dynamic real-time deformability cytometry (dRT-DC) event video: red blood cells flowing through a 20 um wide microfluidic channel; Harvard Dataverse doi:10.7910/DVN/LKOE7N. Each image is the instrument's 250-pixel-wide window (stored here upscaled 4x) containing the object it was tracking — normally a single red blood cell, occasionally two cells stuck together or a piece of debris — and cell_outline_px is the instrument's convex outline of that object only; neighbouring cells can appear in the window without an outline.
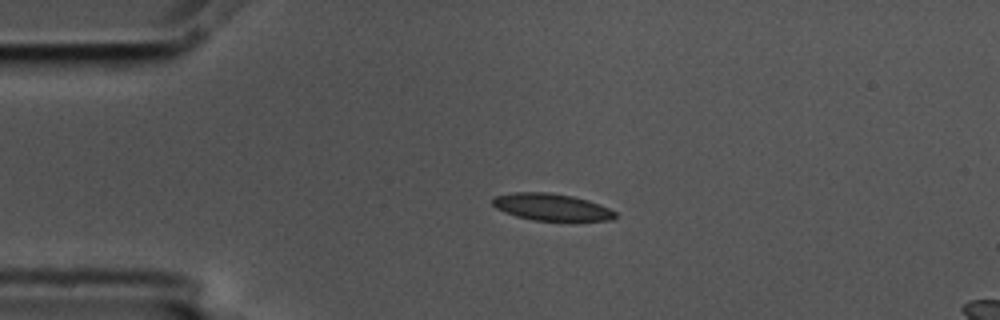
{"species": "common noctule bat (a hibernating species)", "species_latin": "Nyctalus noctula", "temperature_condition": "cold", "stored_images_in_passage": 44, "camera_frame_rate_fps": 3000, "um_per_image_px": 0.085, "animal": {"sex": "male", "body_mass_g": 17.5, "forearm_length_mm": 52.3}, "frame": {"image": 1, "passage_image": 1, "time_ms": 0.0, "image_size_px": [1000, 320], "cell_outline_px": [[616, 216], [612, 220], [532, 220], [516, 216], [504, 212], [496, 208], [492, 204], [492, 200], [496, 196], [516, 192], [548, 192], [572, 196], [588, 200], [608, 208], [616, 212]], "centroid_in_image_um": [46.85, 17.59], "position_along_channel_um": 38.1, "area_um2": 19.02}}
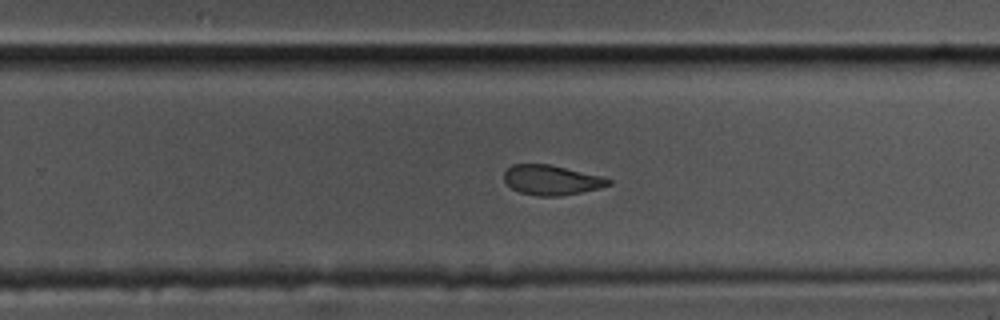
{"frame": {"image": 2, "passage_image": 24, "time_ms": 7.667, "image_size_px": [1000, 320], "cell_outline_px": [[612, 184], [600, 188], [560, 196], [540, 196], [520, 192], [512, 188], [504, 180], [504, 172], [512, 164], [552, 164], [600, 176], [612, 180]], "centroid_in_image_um": [46.88, 15.29], "position_along_channel_um": 282.9, "area_um2": 18.09}}
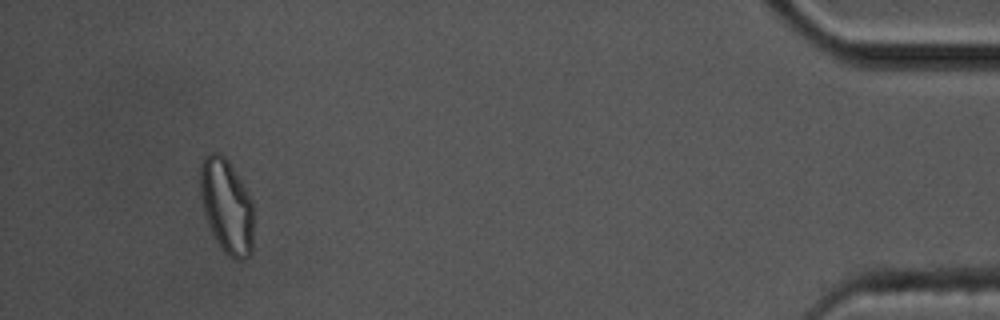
{"frame": {"image": 3, "passage_image": 41, "time_ms": 13.333, "image_size_px": [1000, 320], "cell_outline_px": [[252, 252], [244, 260], [236, 260], [228, 256], [224, 252], [216, 240], [212, 232], [204, 208], [200, 192], [200, 160], [208, 152], [216, 152], [224, 156], [232, 168], [252, 200]], "centroid_in_image_um": [19.25, 17.52], "position_along_channel_um": 415.9, "area_um2": 28.96}, "authors_computed_cell_mechanics": {"area_um2": 19.4497, "velocity_mm_per_s": 3.5777, "shape_relaxation_time_tau1_ms": 3.1153, "shape_relaxation_time_tau2_ms": 2.7698, "deformation_change_tau1": 0.111, "deformation_change_tau2": 0.089}}